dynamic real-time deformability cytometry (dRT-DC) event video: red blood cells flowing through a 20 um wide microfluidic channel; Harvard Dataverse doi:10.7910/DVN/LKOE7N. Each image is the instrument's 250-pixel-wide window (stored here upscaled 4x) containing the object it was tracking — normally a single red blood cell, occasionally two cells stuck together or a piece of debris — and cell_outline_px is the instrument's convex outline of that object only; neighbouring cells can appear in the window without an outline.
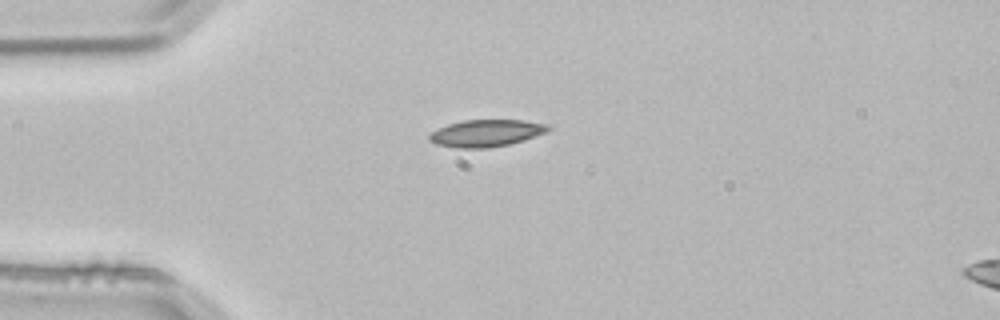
{"species": "common noctule bat (a hibernating species)", "species_latin": "Nyctalus noctula", "temperature_condition": "room temperature", "stored_images_in_passage": 1, "camera_frame_rate_fps": 3000, "um_per_image_px": 0.085, "animal": {"sex": "male", "body_mass_g": 21.5, "forearm_length_mm": 52.0}, "frame": {"image": 1, "passage_image": 1, "time_ms": 0.0, "image_size_px": [1000, 320], "cell_outline_px": [[552, 128], [548, 132], [524, 140], [508, 144], [488, 148], [456, 148], [436, 144], [428, 140], [428, 136], [432, 132], [448, 124], [464, 120], [520, 120], [548, 124]], "centroid_in_image_um": [41.34, 11.32], "position_along_channel_um": 43.7, "area_um2": 18.73}}